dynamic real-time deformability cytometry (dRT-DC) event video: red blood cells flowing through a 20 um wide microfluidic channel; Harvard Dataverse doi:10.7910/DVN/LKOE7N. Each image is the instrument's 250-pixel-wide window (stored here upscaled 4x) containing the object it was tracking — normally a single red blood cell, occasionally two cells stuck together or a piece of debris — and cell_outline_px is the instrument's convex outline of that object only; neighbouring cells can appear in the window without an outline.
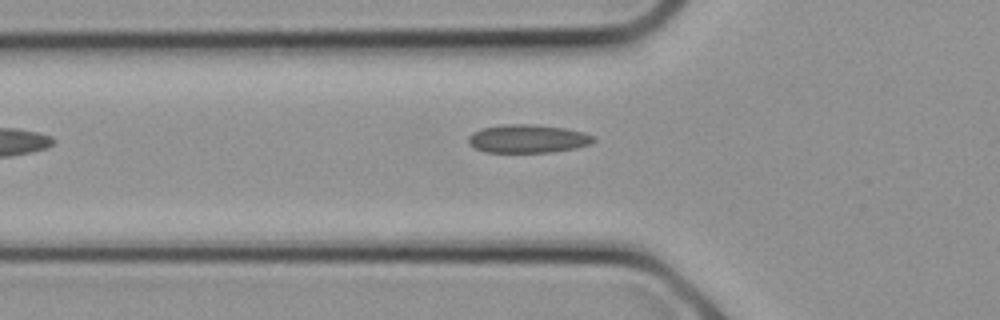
{"species": "common noctule bat (a hibernating species)", "species_latin": "Nyctalus noctula", "temperature_condition": "cold", "stored_images_in_passage": 6, "camera_frame_rate_fps": 3000, "um_per_image_px": 0.085, "animal": {"sex": "female", "body_mass_g": 21.9}, "frame": {"image": 1, "passage_image": 6, "time_ms": 1.667, "image_size_px": [1000, 320], "cell_outline_px": [[596, 140], [588, 144], [576, 148], [552, 152], [484, 152], [468, 144], [468, 136], [472, 132], [480, 128], [504, 124], [532, 124], [564, 128], [584, 132], [592, 136]], "centroid_in_image_um": [44.81, 11.79], "position_along_channel_um": 81.0, "area_um2": 20.69}}